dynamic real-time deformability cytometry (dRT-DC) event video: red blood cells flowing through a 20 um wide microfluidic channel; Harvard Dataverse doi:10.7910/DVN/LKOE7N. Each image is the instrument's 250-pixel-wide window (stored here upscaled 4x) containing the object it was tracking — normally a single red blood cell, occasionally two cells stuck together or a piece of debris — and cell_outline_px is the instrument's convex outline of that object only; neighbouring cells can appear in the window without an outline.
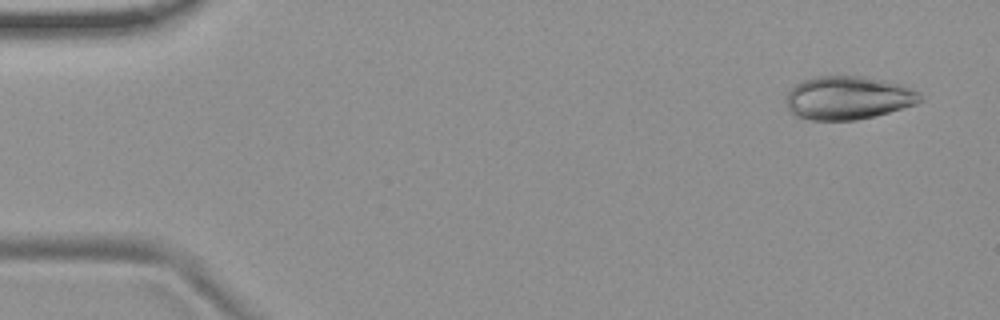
{"species": "common noctule bat (a hibernating species)", "species_latin": "Nyctalus noctula", "temperature_condition": "room temperature", "stored_images_in_passage": 53, "camera_frame_rate_fps": 3000, "um_per_image_px": 0.085, "animal": {"sex": "female", "body_mass_g": 19.9}, "frame": {"image": 1, "passage_image": 3, "time_ms": 0.667, "image_size_px": [1000, 320], "cell_outline_px": [[924, 100], [916, 104], [876, 116], [856, 120], [812, 120], [796, 116], [788, 112], [784, 100], [784, 96], [800, 80], [820, 76], [864, 76], [884, 80], [900, 84], [924, 96]], "centroid_in_image_um": [72.04, 8.32], "position_along_channel_um": 13.0, "area_um2": 34.22}}
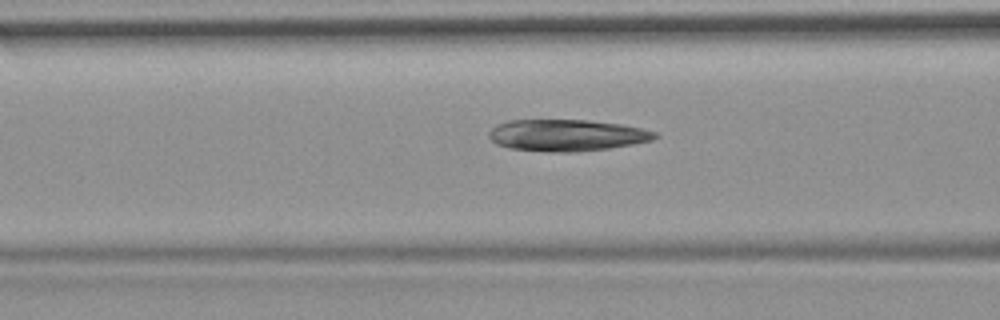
{"frame": {"image": 2, "passage_image": 21, "time_ms": 6.667, "image_size_px": [1000, 320], "cell_outline_px": [[660, 136], [652, 140], [632, 144], [608, 148], [576, 152], [548, 152], [508, 148], [496, 144], [488, 136], [488, 132], [496, 124], [508, 120], [588, 120], [624, 124], [656, 132]], "centroid_in_image_um": [48.16, 11.49], "position_along_channel_um": 118.4, "area_um2": 30.81}}
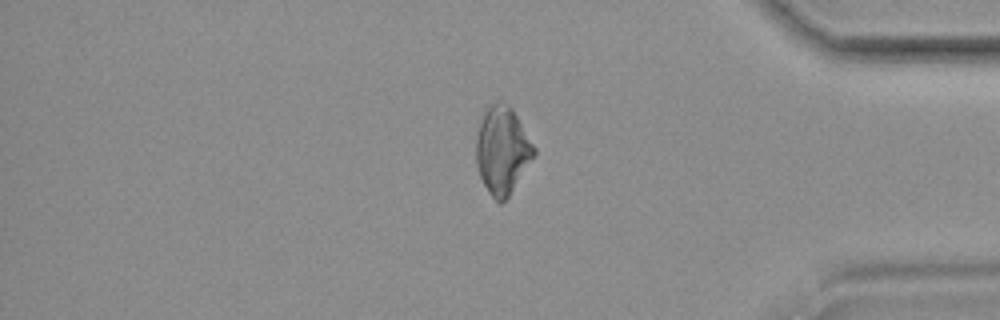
{"frame": {"image": 3, "passage_image": 45, "time_ms": 14.667, "image_size_px": [1000, 320], "cell_outline_px": [[536, 156], [508, 196], [500, 204], [492, 196], [484, 184], [480, 176], [476, 164], [476, 136], [480, 120], [484, 108], [496, 100], [500, 100], [508, 104], [512, 108], [536, 148]], "centroid_in_image_um": [42.69, 12.72], "position_along_channel_um": 392.5, "area_um2": 29.77}}